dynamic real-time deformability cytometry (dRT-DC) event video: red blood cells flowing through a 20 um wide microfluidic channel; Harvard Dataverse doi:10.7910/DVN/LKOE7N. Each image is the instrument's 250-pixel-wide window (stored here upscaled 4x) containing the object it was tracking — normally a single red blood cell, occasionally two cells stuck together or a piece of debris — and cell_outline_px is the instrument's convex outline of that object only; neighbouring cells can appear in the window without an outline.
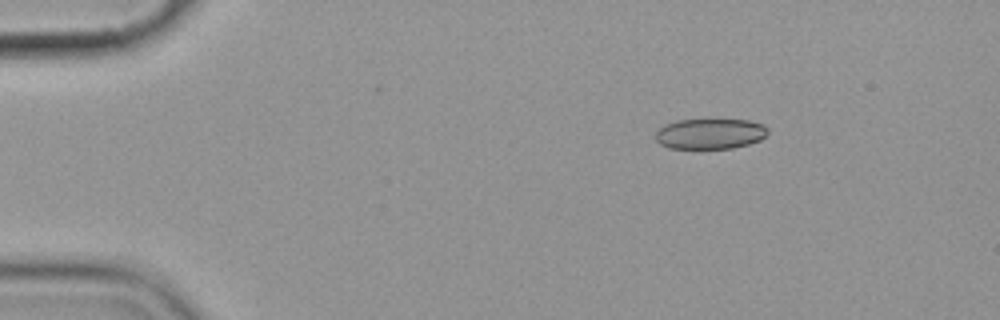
{"species": "common noctule bat (a hibernating species)", "species_latin": "Nyctalus noctula", "temperature_condition": "cold", "stored_images_in_passage": 5, "camera_frame_rate_fps": 3000, "um_per_image_px": 0.085, "animal": {"sex": "female", "body_mass_g": 19.9}, "frame": {"image": 1, "passage_image": 1, "time_ms": 0.0, "image_size_px": [1000, 320], "cell_outline_px": [[768, 132], [760, 140], [748, 144], [732, 148], [668, 148], [660, 144], [656, 140], [656, 132], [664, 124], [676, 120], [708, 116], [716, 116], [748, 120], [764, 124], [768, 128]], "centroid_in_image_um": [60.36, 11.29], "position_along_channel_um": 24.6, "area_um2": 21.04}}
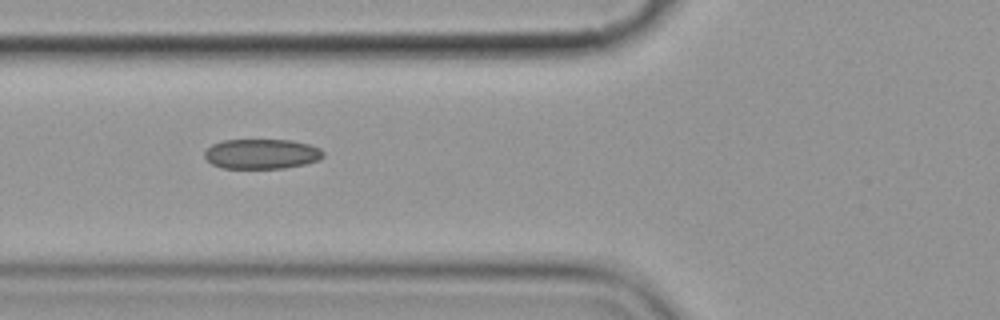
{"frame": {"image": 2, "passage_image": 4, "time_ms": 4.333, "image_size_px": [1000, 320], "cell_outline_px": [[324, 156], [320, 160], [304, 164], [284, 168], [224, 168], [212, 164], [204, 156], [204, 152], [212, 144], [224, 140], [292, 140], [308, 144], [320, 148], [324, 152]], "centroid_in_image_um": [22.26, 13.08], "position_along_channel_um": 103.5, "area_um2": 20.69}}
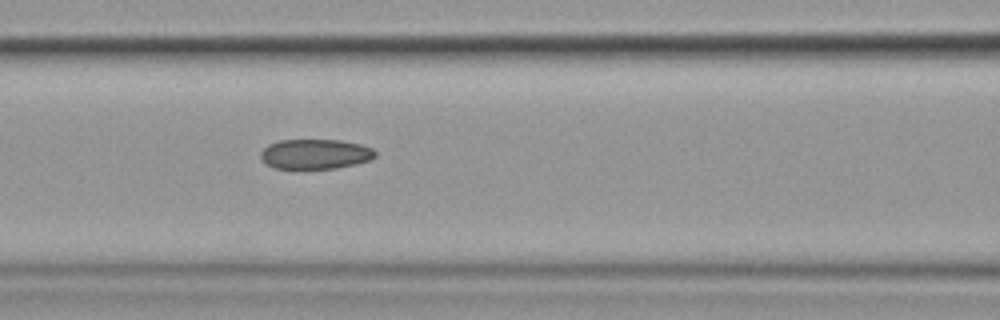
{"frame": {"image": 3, "passage_image": 5, "time_ms": 5.333, "image_size_px": [1000, 320], "cell_outline_px": [[376, 156], [368, 160], [356, 164], [336, 168], [272, 168], [260, 156], [260, 152], [268, 144], [280, 140], [340, 140], [360, 144], [372, 148], [376, 152]], "centroid_in_image_um": [26.8, 13.09], "position_along_channel_um": 139.8, "area_um2": 19.83}}